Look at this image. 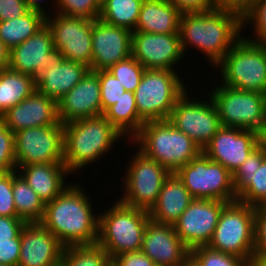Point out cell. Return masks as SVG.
Listing matches in <instances>:
<instances>
[{
	"label": "cell",
	"mask_w": 266,
	"mask_h": 266,
	"mask_svg": "<svg viewBox=\"0 0 266 266\" xmlns=\"http://www.w3.org/2000/svg\"><path fill=\"white\" fill-rule=\"evenodd\" d=\"M141 251L155 266H186L190 249L184 244L171 224L149 219L143 234Z\"/></svg>",
	"instance_id": "cell-18"
},
{
	"label": "cell",
	"mask_w": 266,
	"mask_h": 266,
	"mask_svg": "<svg viewBox=\"0 0 266 266\" xmlns=\"http://www.w3.org/2000/svg\"><path fill=\"white\" fill-rule=\"evenodd\" d=\"M0 216L18 217L12 192V171L0 173Z\"/></svg>",
	"instance_id": "cell-42"
},
{
	"label": "cell",
	"mask_w": 266,
	"mask_h": 266,
	"mask_svg": "<svg viewBox=\"0 0 266 266\" xmlns=\"http://www.w3.org/2000/svg\"><path fill=\"white\" fill-rule=\"evenodd\" d=\"M183 73L145 69L134 92L138 116L144 122L169 119L177 100L188 90Z\"/></svg>",
	"instance_id": "cell-7"
},
{
	"label": "cell",
	"mask_w": 266,
	"mask_h": 266,
	"mask_svg": "<svg viewBox=\"0 0 266 266\" xmlns=\"http://www.w3.org/2000/svg\"><path fill=\"white\" fill-rule=\"evenodd\" d=\"M132 32L100 19L92 21L91 70H108L112 65L131 56Z\"/></svg>",
	"instance_id": "cell-20"
},
{
	"label": "cell",
	"mask_w": 266,
	"mask_h": 266,
	"mask_svg": "<svg viewBox=\"0 0 266 266\" xmlns=\"http://www.w3.org/2000/svg\"><path fill=\"white\" fill-rule=\"evenodd\" d=\"M189 261L194 266H252L246 259L214 250L208 246L191 249Z\"/></svg>",
	"instance_id": "cell-35"
},
{
	"label": "cell",
	"mask_w": 266,
	"mask_h": 266,
	"mask_svg": "<svg viewBox=\"0 0 266 266\" xmlns=\"http://www.w3.org/2000/svg\"><path fill=\"white\" fill-rule=\"evenodd\" d=\"M143 0H106L101 4L99 19L134 32Z\"/></svg>",
	"instance_id": "cell-32"
},
{
	"label": "cell",
	"mask_w": 266,
	"mask_h": 266,
	"mask_svg": "<svg viewBox=\"0 0 266 266\" xmlns=\"http://www.w3.org/2000/svg\"><path fill=\"white\" fill-rule=\"evenodd\" d=\"M20 247V234L15 239L0 240V263L18 266Z\"/></svg>",
	"instance_id": "cell-44"
},
{
	"label": "cell",
	"mask_w": 266,
	"mask_h": 266,
	"mask_svg": "<svg viewBox=\"0 0 266 266\" xmlns=\"http://www.w3.org/2000/svg\"><path fill=\"white\" fill-rule=\"evenodd\" d=\"M255 254H266V206L255 207Z\"/></svg>",
	"instance_id": "cell-43"
},
{
	"label": "cell",
	"mask_w": 266,
	"mask_h": 266,
	"mask_svg": "<svg viewBox=\"0 0 266 266\" xmlns=\"http://www.w3.org/2000/svg\"><path fill=\"white\" fill-rule=\"evenodd\" d=\"M59 121H71L102 115L99 75L92 70L57 101Z\"/></svg>",
	"instance_id": "cell-21"
},
{
	"label": "cell",
	"mask_w": 266,
	"mask_h": 266,
	"mask_svg": "<svg viewBox=\"0 0 266 266\" xmlns=\"http://www.w3.org/2000/svg\"><path fill=\"white\" fill-rule=\"evenodd\" d=\"M265 157L266 153L257 146L233 174V184L236 195L251 182L253 172L256 168H260Z\"/></svg>",
	"instance_id": "cell-40"
},
{
	"label": "cell",
	"mask_w": 266,
	"mask_h": 266,
	"mask_svg": "<svg viewBox=\"0 0 266 266\" xmlns=\"http://www.w3.org/2000/svg\"><path fill=\"white\" fill-rule=\"evenodd\" d=\"M112 200L108 208L99 211L98 240L111 260L120 254L139 251L143 234L150 219L149 212L129 207L118 200Z\"/></svg>",
	"instance_id": "cell-5"
},
{
	"label": "cell",
	"mask_w": 266,
	"mask_h": 266,
	"mask_svg": "<svg viewBox=\"0 0 266 266\" xmlns=\"http://www.w3.org/2000/svg\"><path fill=\"white\" fill-rule=\"evenodd\" d=\"M29 10L25 0H0V22L19 18Z\"/></svg>",
	"instance_id": "cell-46"
},
{
	"label": "cell",
	"mask_w": 266,
	"mask_h": 266,
	"mask_svg": "<svg viewBox=\"0 0 266 266\" xmlns=\"http://www.w3.org/2000/svg\"><path fill=\"white\" fill-rule=\"evenodd\" d=\"M125 139L103 115L66 123L63 143L64 164L72 175L84 172V168L91 167V164L94 169L120 141L123 140L125 143ZM96 162L98 164L95 165Z\"/></svg>",
	"instance_id": "cell-3"
},
{
	"label": "cell",
	"mask_w": 266,
	"mask_h": 266,
	"mask_svg": "<svg viewBox=\"0 0 266 266\" xmlns=\"http://www.w3.org/2000/svg\"><path fill=\"white\" fill-rule=\"evenodd\" d=\"M0 120L13 133L27 128L55 125L59 122L57 102L36 89L19 104L7 110Z\"/></svg>",
	"instance_id": "cell-23"
},
{
	"label": "cell",
	"mask_w": 266,
	"mask_h": 266,
	"mask_svg": "<svg viewBox=\"0 0 266 266\" xmlns=\"http://www.w3.org/2000/svg\"><path fill=\"white\" fill-rule=\"evenodd\" d=\"M193 199L183 181L176 173H171L164 181L149 217L156 222L173 225Z\"/></svg>",
	"instance_id": "cell-26"
},
{
	"label": "cell",
	"mask_w": 266,
	"mask_h": 266,
	"mask_svg": "<svg viewBox=\"0 0 266 266\" xmlns=\"http://www.w3.org/2000/svg\"><path fill=\"white\" fill-rule=\"evenodd\" d=\"M177 176L194 199L237 201L233 174L221 164L213 162L203 152L182 166Z\"/></svg>",
	"instance_id": "cell-12"
},
{
	"label": "cell",
	"mask_w": 266,
	"mask_h": 266,
	"mask_svg": "<svg viewBox=\"0 0 266 266\" xmlns=\"http://www.w3.org/2000/svg\"><path fill=\"white\" fill-rule=\"evenodd\" d=\"M228 204L221 200L193 199L173 224L175 232L191 250L207 246L218 224L222 209Z\"/></svg>",
	"instance_id": "cell-16"
},
{
	"label": "cell",
	"mask_w": 266,
	"mask_h": 266,
	"mask_svg": "<svg viewBox=\"0 0 266 266\" xmlns=\"http://www.w3.org/2000/svg\"><path fill=\"white\" fill-rule=\"evenodd\" d=\"M35 90L36 80L33 76L9 68L0 71V113L3 115Z\"/></svg>",
	"instance_id": "cell-29"
},
{
	"label": "cell",
	"mask_w": 266,
	"mask_h": 266,
	"mask_svg": "<svg viewBox=\"0 0 266 266\" xmlns=\"http://www.w3.org/2000/svg\"><path fill=\"white\" fill-rule=\"evenodd\" d=\"M204 93L206 94H203V97H199L196 91H193V95L187 90L177 100L168 119L178 130L189 136L202 151L222 127L214 102L207 92ZM196 94L198 98L195 97Z\"/></svg>",
	"instance_id": "cell-11"
},
{
	"label": "cell",
	"mask_w": 266,
	"mask_h": 266,
	"mask_svg": "<svg viewBox=\"0 0 266 266\" xmlns=\"http://www.w3.org/2000/svg\"><path fill=\"white\" fill-rule=\"evenodd\" d=\"M0 266H9V265H6V264H1V263H0Z\"/></svg>",
	"instance_id": "cell-56"
},
{
	"label": "cell",
	"mask_w": 266,
	"mask_h": 266,
	"mask_svg": "<svg viewBox=\"0 0 266 266\" xmlns=\"http://www.w3.org/2000/svg\"><path fill=\"white\" fill-rule=\"evenodd\" d=\"M242 34V16L232 10L215 8L206 12H184L180 16L179 35L184 55H189V47L194 48L193 52L199 50L196 53H202L210 63L207 66L212 68Z\"/></svg>",
	"instance_id": "cell-1"
},
{
	"label": "cell",
	"mask_w": 266,
	"mask_h": 266,
	"mask_svg": "<svg viewBox=\"0 0 266 266\" xmlns=\"http://www.w3.org/2000/svg\"><path fill=\"white\" fill-rule=\"evenodd\" d=\"M45 1L47 2V0H25V3L30 10L38 11L44 14L45 16L55 13L56 12V0H53V1L50 0V2H47V3H51L52 5L47 4V3L44 4ZM46 5L47 6L49 5L52 8L49 9L50 7H47ZM46 7L48 8L47 10H46Z\"/></svg>",
	"instance_id": "cell-50"
},
{
	"label": "cell",
	"mask_w": 266,
	"mask_h": 266,
	"mask_svg": "<svg viewBox=\"0 0 266 266\" xmlns=\"http://www.w3.org/2000/svg\"><path fill=\"white\" fill-rule=\"evenodd\" d=\"M216 8L232 10L241 16L254 4L256 0H214Z\"/></svg>",
	"instance_id": "cell-49"
},
{
	"label": "cell",
	"mask_w": 266,
	"mask_h": 266,
	"mask_svg": "<svg viewBox=\"0 0 266 266\" xmlns=\"http://www.w3.org/2000/svg\"><path fill=\"white\" fill-rule=\"evenodd\" d=\"M46 24V16L29 10L19 18L0 22V40L10 50L33 36Z\"/></svg>",
	"instance_id": "cell-30"
},
{
	"label": "cell",
	"mask_w": 266,
	"mask_h": 266,
	"mask_svg": "<svg viewBox=\"0 0 266 266\" xmlns=\"http://www.w3.org/2000/svg\"><path fill=\"white\" fill-rule=\"evenodd\" d=\"M99 75L102 115L113 106L125 92L123 85L108 70L95 71Z\"/></svg>",
	"instance_id": "cell-39"
},
{
	"label": "cell",
	"mask_w": 266,
	"mask_h": 266,
	"mask_svg": "<svg viewBox=\"0 0 266 266\" xmlns=\"http://www.w3.org/2000/svg\"><path fill=\"white\" fill-rule=\"evenodd\" d=\"M89 70L90 68L84 64L63 58L54 67L48 65L35 78L36 89L57 102L79 83Z\"/></svg>",
	"instance_id": "cell-25"
},
{
	"label": "cell",
	"mask_w": 266,
	"mask_h": 266,
	"mask_svg": "<svg viewBox=\"0 0 266 266\" xmlns=\"http://www.w3.org/2000/svg\"><path fill=\"white\" fill-rule=\"evenodd\" d=\"M103 116L125 137L131 141L145 123L139 116L133 92L125 91L123 96Z\"/></svg>",
	"instance_id": "cell-28"
},
{
	"label": "cell",
	"mask_w": 266,
	"mask_h": 266,
	"mask_svg": "<svg viewBox=\"0 0 266 266\" xmlns=\"http://www.w3.org/2000/svg\"><path fill=\"white\" fill-rule=\"evenodd\" d=\"M92 19L69 17L59 13L46 16L54 42L64 58L86 65L92 63Z\"/></svg>",
	"instance_id": "cell-14"
},
{
	"label": "cell",
	"mask_w": 266,
	"mask_h": 266,
	"mask_svg": "<svg viewBox=\"0 0 266 266\" xmlns=\"http://www.w3.org/2000/svg\"><path fill=\"white\" fill-rule=\"evenodd\" d=\"M63 58L54 48L52 33L45 24L33 36L10 49L8 68L36 78L48 65L54 67Z\"/></svg>",
	"instance_id": "cell-17"
},
{
	"label": "cell",
	"mask_w": 266,
	"mask_h": 266,
	"mask_svg": "<svg viewBox=\"0 0 266 266\" xmlns=\"http://www.w3.org/2000/svg\"><path fill=\"white\" fill-rule=\"evenodd\" d=\"M17 170L14 133L0 120V173Z\"/></svg>",
	"instance_id": "cell-41"
},
{
	"label": "cell",
	"mask_w": 266,
	"mask_h": 266,
	"mask_svg": "<svg viewBox=\"0 0 266 266\" xmlns=\"http://www.w3.org/2000/svg\"><path fill=\"white\" fill-rule=\"evenodd\" d=\"M255 207L239 201L228 203L221 211L208 247L246 259L255 260Z\"/></svg>",
	"instance_id": "cell-9"
},
{
	"label": "cell",
	"mask_w": 266,
	"mask_h": 266,
	"mask_svg": "<svg viewBox=\"0 0 266 266\" xmlns=\"http://www.w3.org/2000/svg\"><path fill=\"white\" fill-rule=\"evenodd\" d=\"M111 266H155V264L139 250L115 256L111 260Z\"/></svg>",
	"instance_id": "cell-45"
},
{
	"label": "cell",
	"mask_w": 266,
	"mask_h": 266,
	"mask_svg": "<svg viewBox=\"0 0 266 266\" xmlns=\"http://www.w3.org/2000/svg\"><path fill=\"white\" fill-rule=\"evenodd\" d=\"M258 146L266 153V120L257 131Z\"/></svg>",
	"instance_id": "cell-52"
},
{
	"label": "cell",
	"mask_w": 266,
	"mask_h": 266,
	"mask_svg": "<svg viewBox=\"0 0 266 266\" xmlns=\"http://www.w3.org/2000/svg\"><path fill=\"white\" fill-rule=\"evenodd\" d=\"M59 266H111V258L97 243L71 245L63 248Z\"/></svg>",
	"instance_id": "cell-33"
},
{
	"label": "cell",
	"mask_w": 266,
	"mask_h": 266,
	"mask_svg": "<svg viewBox=\"0 0 266 266\" xmlns=\"http://www.w3.org/2000/svg\"><path fill=\"white\" fill-rule=\"evenodd\" d=\"M186 266H194L190 261L186 264Z\"/></svg>",
	"instance_id": "cell-54"
},
{
	"label": "cell",
	"mask_w": 266,
	"mask_h": 266,
	"mask_svg": "<svg viewBox=\"0 0 266 266\" xmlns=\"http://www.w3.org/2000/svg\"><path fill=\"white\" fill-rule=\"evenodd\" d=\"M56 13L95 20L100 17L101 4L98 0H56Z\"/></svg>",
	"instance_id": "cell-38"
},
{
	"label": "cell",
	"mask_w": 266,
	"mask_h": 266,
	"mask_svg": "<svg viewBox=\"0 0 266 266\" xmlns=\"http://www.w3.org/2000/svg\"><path fill=\"white\" fill-rule=\"evenodd\" d=\"M237 201L253 207L266 206V157L253 172L251 182L237 195Z\"/></svg>",
	"instance_id": "cell-36"
},
{
	"label": "cell",
	"mask_w": 266,
	"mask_h": 266,
	"mask_svg": "<svg viewBox=\"0 0 266 266\" xmlns=\"http://www.w3.org/2000/svg\"><path fill=\"white\" fill-rule=\"evenodd\" d=\"M129 143L170 173H176L202 153L201 148L169 120L145 122L140 132L125 144Z\"/></svg>",
	"instance_id": "cell-4"
},
{
	"label": "cell",
	"mask_w": 266,
	"mask_h": 266,
	"mask_svg": "<svg viewBox=\"0 0 266 266\" xmlns=\"http://www.w3.org/2000/svg\"><path fill=\"white\" fill-rule=\"evenodd\" d=\"M64 125L33 127L14 133L16 168L31 164L64 163Z\"/></svg>",
	"instance_id": "cell-13"
},
{
	"label": "cell",
	"mask_w": 266,
	"mask_h": 266,
	"mask_svg": "<svg viewBox=\"0 0 266 266\" xmlns=\"http://www.w3.org/2000/svg\"><path fill=\"white\" fill-rule=\"evenodd\" d=\"M20 241L18 266H59L64 246L40 223H26Z\"/></svg>",
	"instance_id": "cell-22"
},
{
	"label": "cell",
	"mask_w": 266,
	"mask_h": 266,
	"mask_svg": "<svg viewBox=\"0 0 266 266\" xmlns=\"http://www.w3.org/2000/svg\"><path fill=\"white\" fill-rule=\"evenodd\" d=\"M215 82L207 94L217 108L222 127L257 132L266 120V95L231 88L220 84L218 79Z\"/></svg>",
	"instance_id": "cell-10"
},
{
	"label": "cell",
	"mask_w": 266,
	"mask_h": 266,
	"mask_svg": "<svg viewBox=\"0 0 266 266\" xmlns=\"http://www.w3.org/2000/svg\"><path fill=\"white\" fill-rule=\"evenodd\" d=\"M100 2V4H102L103 2H105L106 0H98Z\"/></svg>",
	"instance_id": "cell-55"
},
{
	"label": "cell",
	"mask_w": 266,
	"mask_h": 266,
	"mask_svg": "<svg viewBox=\"0 0 266 266\" xmlns=\"http://www.w3.org/2000/svg\"><path fill=\"white\" fill-rule=\"evenodd\" d=\"M182 13L206 12L216 8L214 0H169Z\"/></svg>",
	"instance_id": "cell-48"
},
{
	"label": "cell",
	"mask_w": 266,
	"mask_h": 266,
	"mask_svg": "<svg viewBox=\"0 0 266 266\" xmlns=\"http://www.w3.org/2000/svg\"><path fill=\"white\" fill-rule=\"evenodd\" d=\"M131 55L145 69L171 71H179L177 67H182L179 63L186 58L179 34H155L140 31L132 32Z\"/></svg>",
	"instance_id": "cell-15"
},
{
	"label": "cell",
	"mask_w": 266,
	"mask_h": 266,
	"mask_svg": "<svg viewBox=\"0 0 266 266\" xmlns=\"http://www.w3.org/2000/svg\"><path fill=\"white\" fill-rule=\"evenodd\" d=\"M108 71L119 80L125 91L134 93L140 84L145 68L131 55L112 65Z\"/></svg>",
	"instance_id": "cell-37"
},
{
	"label": "cell",
	"mask_w": 266,
	"mask_h": 266,
	"mask_svg": "<svg viewBox=\"0 0 266 266\" xmlns=\"http://www.w3.org/2000/svg\"><path fill=\"white\" fill-rule=\"evenodd\" d=\"M10 50L0 40V71L8 68Z\"/></svg>",
	"instance_id": "cell-51"
},
{
	"label": "cell",
	"mask_w": 266,
	"mask_h": 266,
	"mask_svg": "<svg viewBox=\"0 0 266 266\" xmlns=\"http://www.w3.org/2000/svg\"><path fill=\"white\" fill-rule=\"evenodd\" d=\"M257 146V132L221 127L202 152L234 174Z\"/></svg>",
	"instance_id": "cell-19"
},
{
	"label": "cell",
	"mask_w": 266,
	"mask_h": 266,
	"mask_svg": "<svg viewBox=\"0 0 266 266\" xmlns=\"http://www.w3.org/2000/svg\"><path fill=\"white\" fill-rule=\"evenodd\" d=\"M133 154L124 167L121 177L120 195H117L122 204L150 211L156 204L166 178L171 174L157 161L147 157L135 145ZM122 190V191H121Z\"/></svg>",
	"instance_id": "cell-8"
},
{
	"label": "cell",
	"mask_w": 266,
	"mask_h": 266,
	"mask_svg": "<svg viewBox=\"0 0 266 266\" xmlns=\"http://www.w3.org/2000/svg\"><path fill=\"white\" fill-rule=\"evenodd\" d=\"M80 182H72L52 201L45 204L39 222L64 246L91 245L98 240L99 213Z\"/></svg>",
	"instance_id": "cell-2"
},
{
	"label": "cell",
	"mask_w": 266,
	"mask_h": 266,
	"mask_svg": "<svg viewBox=\"0 0 266 266\" xmlns=\"http://www.w3.org/2000/svg\"><path fill=\"white\" fill-rule=\"evenodd\" d=\"M252 266H266V254H255Z\"/></svg>",
	"instance_id": "cell-53"
},
{
	"label": "cell",
	"mask_w": 266,
	"mask_h": 266,
	"mask_svg": "<svg viewBox=\"0 0 266 266\" xmlns=\"http://www.w3.org/2000/svg\"><path fill=\"white\" fill-rule=\"evenodd\" d=\"M26 222L19 217L0 216V240L15 239Z\"/></svg>",
	"instance_id": "cell-47"
},
{
	"label": "cell",
	"mask_w": 266,
	"mask_h": 266,
	"mask_svg": "<svg viewBox=\"0 0 266 266\" xmlns=\"http://www.w3.org/2000/svg\"><path fill=\"white\" fill-rule=\"evenodd\" d=\"M213 70L222 85L266 95V44L242 36Z\"/></svg>",
	"instance_id": "cell-6"
},
{
	"label": "cell",
	"mask_w": 266,
	"mask_h": 266,
	"mask_svg": "<svg viewBox=\"0 0 266 266\" xmlns=\"http://www.w3.org/2000/svg\"><path fill=\"white\" fill-rule=\"evenodd\" d=\"M252 31L250 32L251 28ZM251 33L248 37V32ZM246 29V30H245ZM242 36L252 42L266 44V0H256L254 4L242 15Z\"/></svg>",
	"instance_id": "cell-34"
},
{
	"label": "cell",
	"mask_w": 266,
	"mask_h": 266,
	"mask_svg": "<svg viewBox=\"0 0 266 266\" xmlns=\"http://www.w3.org/2000/svg\"><path fill=\"white\" fill-rule=\"evenodd\" d=\"M17 172L34 190L44 204L55 199L69 184L71 173L64 163L20 166ZM67 178V179H66ZM66 180H68L66 182Z\"/></svg>",
	"instance_id": "cell-24"
},
{
	"label": "cell",
	"mask_w": 266,
	"mask_h": 266,
	"mask_svg": "<svg viewBox=\"0 0 266 266\" xmlns=\"http://www.w3.org/2000/svg\"><path fill=\"white\" fill-rule=\"evenodd\" d=\"M12 192L17 216L26 223H39L45 204L17 170L12 171Z\"/></svg>",
	"instance_id": "cell-31"
},
{
	"label": "cell",
	"mask_w": 266,
	"mask_h": 266,
	"mask_svg": "<svg viewBox=\"0 0 266 266\" xmlns=\"http://www.w3.org/2000/svg\"><path fill=\"white\" fill-rule=\"evenodd\" d=\"M181 14L169 0H143L134 31L179 34Z\"/></svg>",
	"instance_id": "cell-27"
}]
</instances>
